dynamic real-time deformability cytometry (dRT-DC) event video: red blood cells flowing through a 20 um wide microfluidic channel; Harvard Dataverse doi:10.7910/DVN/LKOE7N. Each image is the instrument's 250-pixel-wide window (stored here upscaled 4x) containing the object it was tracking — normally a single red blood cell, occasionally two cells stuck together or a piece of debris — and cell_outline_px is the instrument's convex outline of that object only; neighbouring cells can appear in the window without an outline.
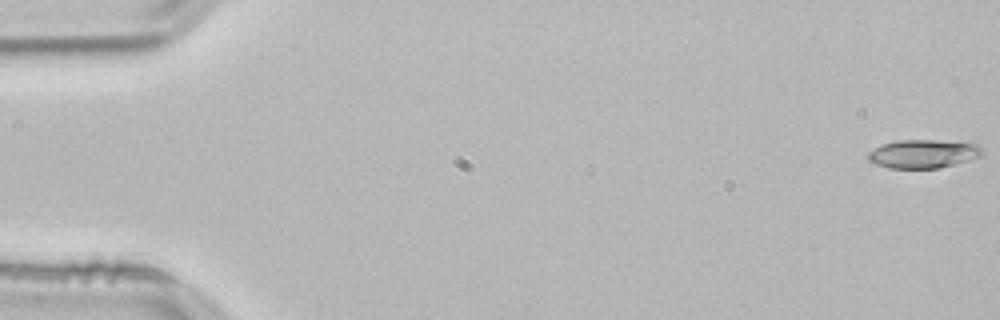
{"species": "common noctule bat (a hibernating species)", "species_latin": "Nyctalus noctula", "temperature_condition": "room temperature", "stored_images_in_passage": 54, "camera_frame_rate_fps": 3000, "um_per_image_px": 0.085, "animal": {"sex": "male", "body_mass_g": 21.5, "forearm_length_mm": 52.0}, "frame": {"image": 1, "passage_image": 1, "time_ms": 0.0, "image_size_px": [1000, 320], "cell_outline_px": [[984, 152], [980, 156], [968, 160], [940, 168], [888, 168], [876, 164], [868, 160], [868, 152], [884, 144], [900, 140], [932, 140], [976, 144]], "centroid_in_image_um": [78.45, 13.08], "position_along_channel_um": 6.5, "area_um2": 18.61}}
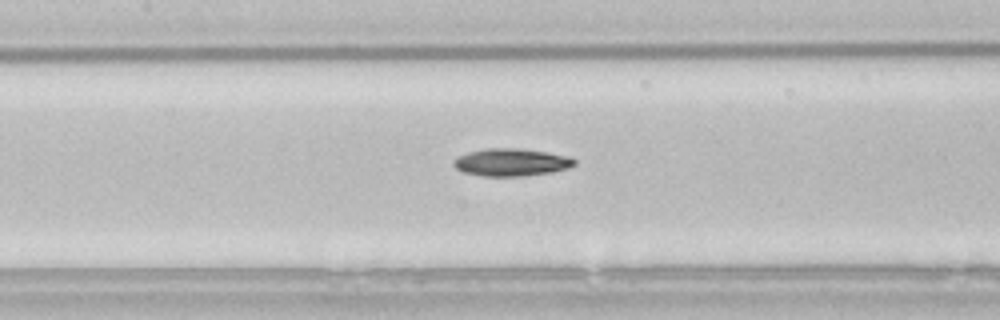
{"frame": {"image": 2, "passage_image": 25, "time_ms": 8.0, "image_size_px": [1000, 320], "cell_outline_px": [[576, 164], [568, 168], [552, 172], [524, 176], [480, 176], [464, 172], [456, 168], [452, 164], [452, 160], [468, 152], [484, 148], [516, 148], [548, 152], [568, 156], [576, 160]], "centroid_in_image_um": [43.45, 13.79], "position_along_channel_um": 163.9, "area_um2": 19.48}}
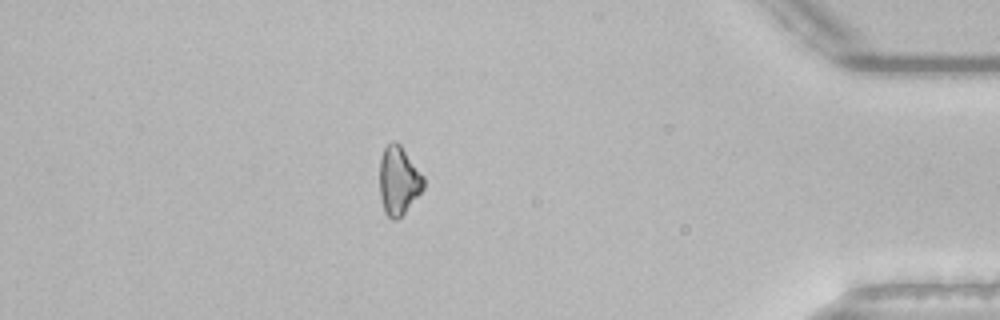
{"frame": {"image": 3, "passage_image": 47, "time_ms": 15.333, "image_size_px": [1000, 320], "cell_outline_px": [[424, 188], [404, 212], [396, 220], [392, 220], [384, 212], [380, 196], [380, 160], [384, 148], [392, 140], [396, 140], [400, 144], [424, 176]], "centroid_in_image_um": [33.87, 15.33], "position_along_channel_um": 401.3, "area_um2": 17.46}}